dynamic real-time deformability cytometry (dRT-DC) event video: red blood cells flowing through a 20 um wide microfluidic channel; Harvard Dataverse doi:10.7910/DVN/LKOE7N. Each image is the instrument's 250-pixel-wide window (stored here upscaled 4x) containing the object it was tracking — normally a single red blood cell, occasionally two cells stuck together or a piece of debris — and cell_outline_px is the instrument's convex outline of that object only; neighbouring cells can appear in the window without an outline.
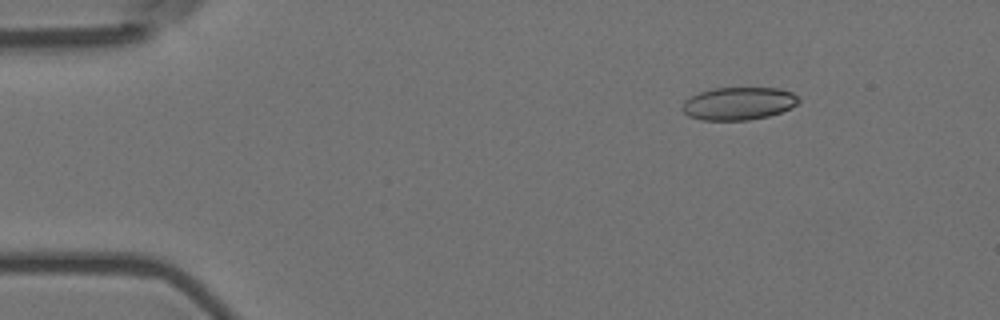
{"species": "Egyptian fruit bat (a non-hibernating species)", "species_latin": "Rousettus aegyptiacus", "temperature_condition": "room temperature", "stored_images_in_passage": 7, "camera_frame_rate_fps": 3000, "um_per_image_px": 0.085, "animal": {"sex": "female"}, "frame": {"image": 1, "passage_image": 3, "time_ms": 0.667, "image_size_px": [1000, 320], "cell_outline_px": [[800, 100], [792, 108], [768, 116], [748, 120], [704, 120], [688, 116], [680, 108], [684, 100], [700, 92], [712, 88], [780, 88], [792, 92], [800, 96]], "centroid_in_image_um": [62.79, 8.79], "position_along_channel_um": 22.2, "area_um2": 22.37}}
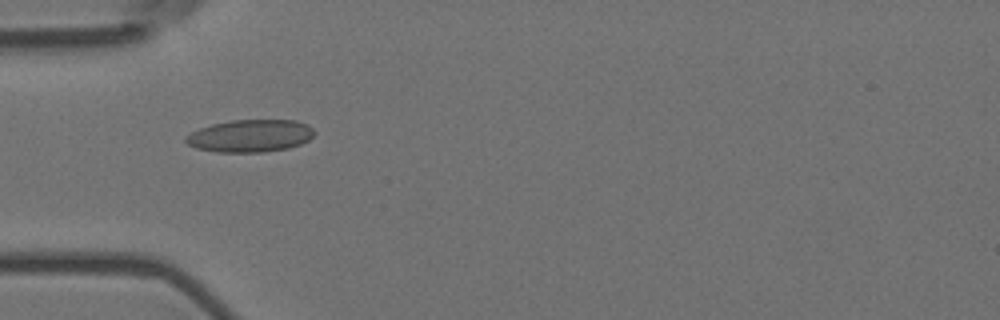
{"frame": {"image": 2, "passage_image": 6, "time_ms": 1.667, "image_size_px": [1000, 320], "cell_outline_px": [[316, 132], [308, 140], [300, 144], [288, 148], [264, 152], [216, 152], [196, 148], [188, 144], [184, 140], [184, 136], [200, 128], [212, 124], [232, 120], [296, 120], [308, 124]], "centroid_in_image_um": [21.27, 11.54], "position_along_channel_um": 63.7, "area_um2": 24.39}}
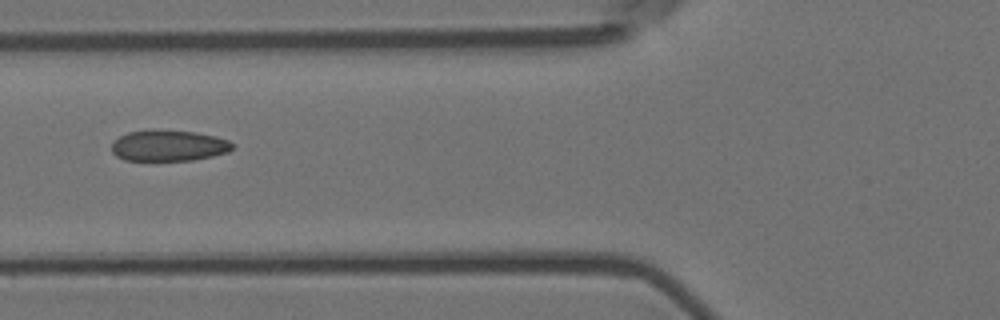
{"frame": {"image": 3, "passage_image": 7, "time_ms": 2.0, "image_size_px": [1000, 320], "cell_outline_px": [[236, 144], [228, 152], [212, 156], [192, 160], [124, 160], [116, 156], [112, 152], [112, 144], [120, 136], [128, 132], [196, 132], [216, 136], [228, 140]], "centroid_in_image_um": [14.38, 12.41], "position_along_channel_um": 111.4, "area_um2": 21.15}}